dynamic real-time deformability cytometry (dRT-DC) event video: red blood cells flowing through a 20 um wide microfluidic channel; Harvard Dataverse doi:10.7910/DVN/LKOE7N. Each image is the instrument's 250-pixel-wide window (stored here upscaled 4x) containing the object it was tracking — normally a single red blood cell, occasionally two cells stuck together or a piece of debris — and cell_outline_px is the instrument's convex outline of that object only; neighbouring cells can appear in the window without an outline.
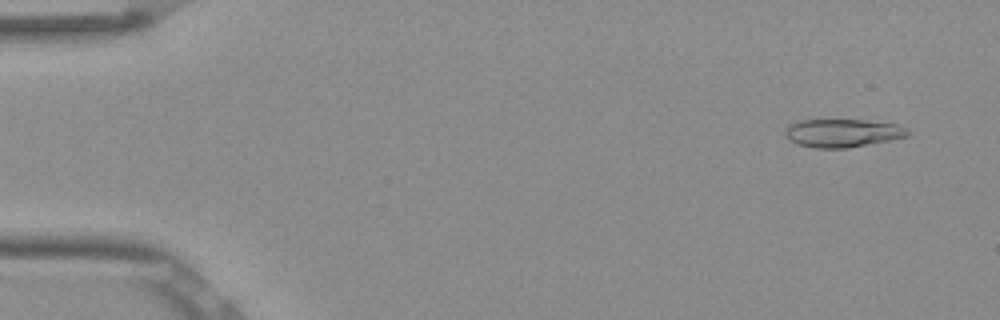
{"species": "Egyptian fruit bat (a non-hibernating species)", "species_latin": "Rousettus aegyptiacus", "temperature_condition": "room temperature", "stored_images_in_passage": 51, "camera_frame_rate_fps": 3000, "um_per_image_px": 0.085, "frame": {"image": 1, "passage_image": 2, "time_ms": 0.333, "image_size_px": [1000, 320], "cell_outline_px": [[908, 136], [848, 148], [816, 148], [800, 144], [788, 140], [784, 136], [784, 132], [788, 124], [796, 120], [864, 120], [896, 124], [908, 128]], "centroid_in_image_um": [71.56, 11.3], "position_along_channel_um": 13.4, "area_um2": 20.11}}
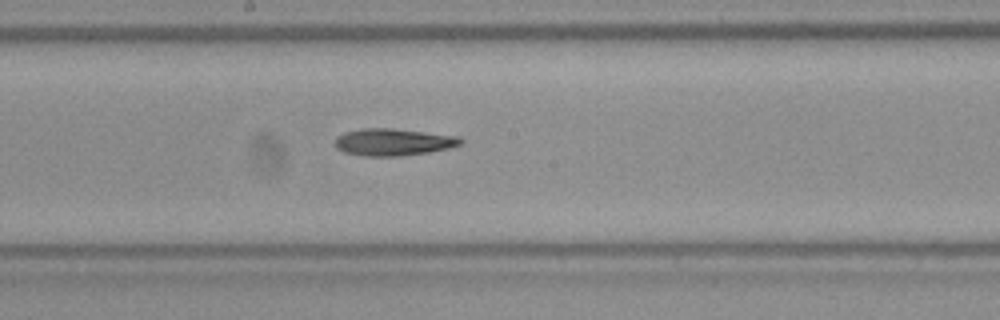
{"frame": {"image": 2, "passage_image": 27, "time_ms": 8.667, "image_size_px": [1000, 320], "cell_outline_px": [[464, 144], [448, 148], [428, 152], [400, 156], [364, 156], [344, 152], [336, 148], [336, 136], [344, 132], [360, 128], [392, 128], [460, 136], [464, 140]], "centroid_in_image_um": [33.45, 12.07], "position_along_channel_um": 214.8, "area_um2": 20.0}}
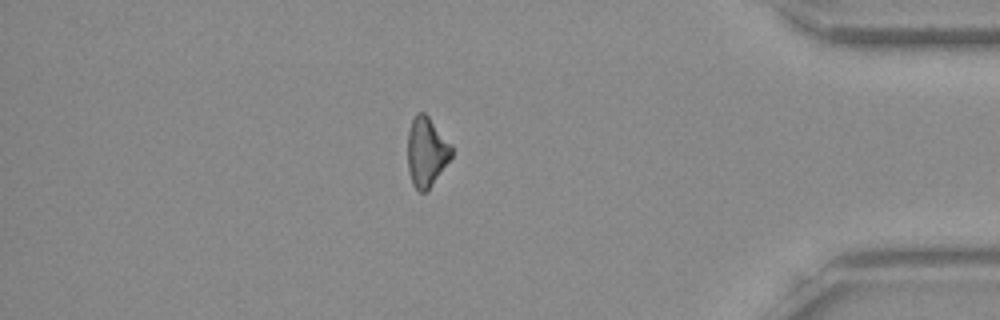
{"frame": {"image": 3, "passage_image": 44, "time_ms": 14.333, "image_size_px": [1000, 320], "cell_outline_px": [[452, 156], [428, 188], [424, 192], [420, 192], [412, 184], [408, 168], [408, 132], [412, 120], [416, 112], [424, 112], [428, 116], [452, 144]], "centroid_in_image_um": [36.24, 12.87], "position_along_channel_um": 399.0, "area_um2": 17.51}, "authors_computed_cell_mechanics": {"area_um2": 19.5942, "velocity_mm_per_s": 3.8566, "shape_relaxation_time_tau1_ms": 5.3516, "shape_relaxation_time_tau2_ms": null, "deformation_change_tau1": 0.1408, "deformation_change_tau2": null}}